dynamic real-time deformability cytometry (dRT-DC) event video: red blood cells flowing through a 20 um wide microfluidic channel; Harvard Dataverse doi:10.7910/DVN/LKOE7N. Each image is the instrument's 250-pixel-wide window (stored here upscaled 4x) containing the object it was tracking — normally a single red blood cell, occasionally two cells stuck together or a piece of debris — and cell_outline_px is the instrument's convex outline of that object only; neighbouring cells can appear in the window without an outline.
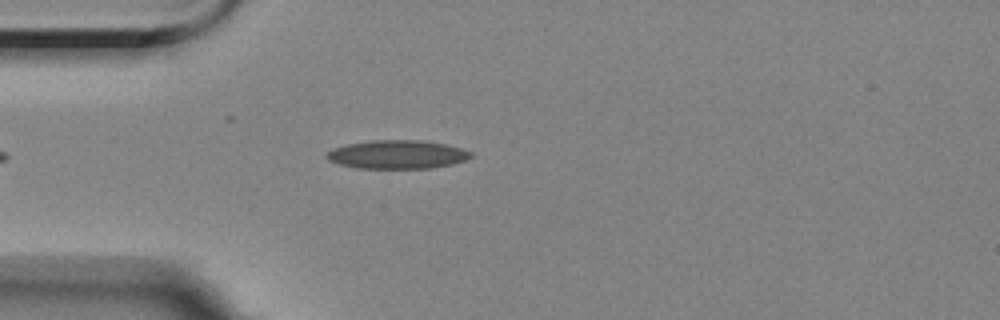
{"species": "Egyptian fruit bat (a non-hibernating species)", "species_latin": "Rousettus aegyptiacus", "temperature_condition": "room temperature", "stored_images_in_passage": 6, "camera_frame_rate_fps": 3000, "um_per_image_px": 0.085, "animal": {"sex": "female"}, "frame": {"image": 1, "passage_image": 5, "time_ms": 4.667, "image_size_px": [1000, 320], "cell_outline_px": [[472, 156], [464, 160], [452, 164], [432, 168], [356, 168], [340, 164], [328, 160], [324, 156], [328, 152], [336, 148], [348, 144], [372, 140], [420, 140], [444, 144], [460, 148], [472, 152]], "centroid_in_image_um": [33.76, 13.13], "position_along_channel_um": 51.2, "area_um2": 23.76}}